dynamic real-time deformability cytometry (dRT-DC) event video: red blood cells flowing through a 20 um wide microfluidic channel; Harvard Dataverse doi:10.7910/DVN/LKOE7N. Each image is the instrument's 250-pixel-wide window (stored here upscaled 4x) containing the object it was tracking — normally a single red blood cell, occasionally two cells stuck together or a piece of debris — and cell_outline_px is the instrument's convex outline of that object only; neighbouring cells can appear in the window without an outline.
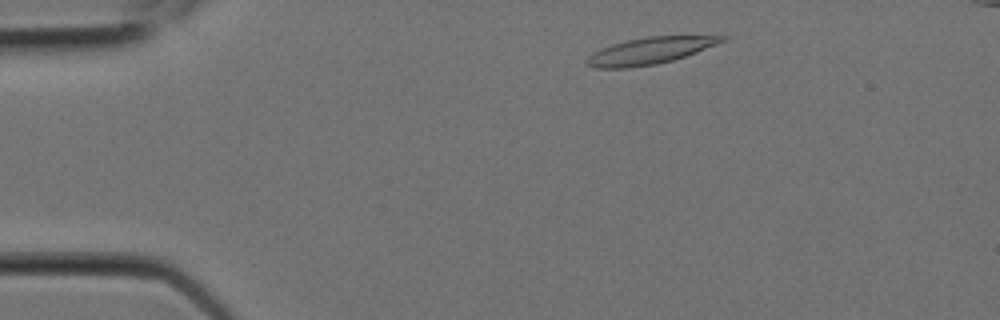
{"species": "Egyptian fruit bat (a non-hibernating species)", "species_latin": "Rousettus aegyptiacus", "temperature_condition": "room temperature", "stored_images_in_passage": 4, "camera_frame_rate_fps": 3000, "um_per_image_px": 0.085, "animal": {"sex": "female"}, "frame": {"image": 1, "passage_image": 1, "time_ms": 0.0, "image_size_px": [1000, 320], "cell_outline_px": [[728, 36], [724, 40], [716, 44], [696, 52], [672, 60], [656, 64], [628, 68], [596, 68], [584, 64], [584, 60], [588, 56], [612, 44], [628, 40], [648, 36]], "centroid_in_image_um": [55.19, 4.33], "position_along_channel_um": 29.8, "area_um2": 20.63}}